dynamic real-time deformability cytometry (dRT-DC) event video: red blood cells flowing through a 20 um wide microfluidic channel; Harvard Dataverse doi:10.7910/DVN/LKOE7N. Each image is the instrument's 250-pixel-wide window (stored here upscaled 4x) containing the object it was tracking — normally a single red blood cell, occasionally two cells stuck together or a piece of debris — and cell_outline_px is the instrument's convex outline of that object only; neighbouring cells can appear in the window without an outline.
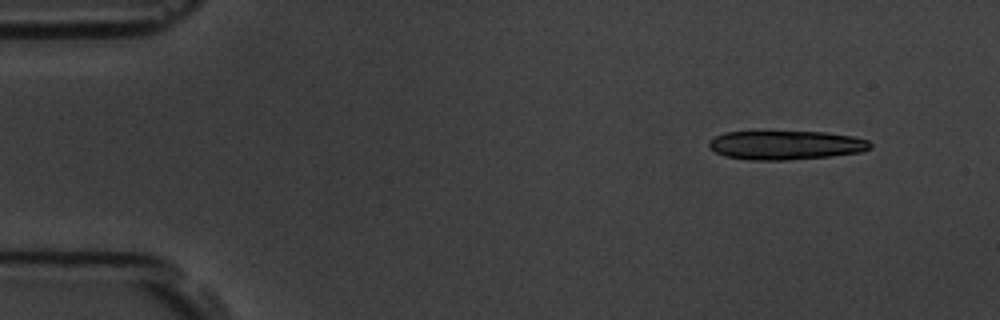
{"species": "common noctule bat (a hibernating species)", "species_latin": "Nyctalus noctula", "temperature_condition": "room temperature", "stored_images_in_passage": 6, "segment_of_instrument_passage": [1, 2], "camera_frame_rate_fps": 3000, "um_per_image_px": 0.085, "animal": {"sex": "male", "body_mass_g": 19.5, "forearm_length_mm": 54.6}, "frame": {"image": 1, "passage_image": 2, "time_ms": 1.0, "image_size_px": [1000, 320], "cell_outline_px": [[872, 148], [864, 152], [832, 156], [784, 160], [752, 160], [724, 156], [708, 148], [708, 140], [724, 132], [824, 132], [852, 136], [868, 140], [872, 144]], "centroid_in_image_um": [66.8, 12.34], "position_along_channel_um": 18.2, "area_um2": 27.34}}